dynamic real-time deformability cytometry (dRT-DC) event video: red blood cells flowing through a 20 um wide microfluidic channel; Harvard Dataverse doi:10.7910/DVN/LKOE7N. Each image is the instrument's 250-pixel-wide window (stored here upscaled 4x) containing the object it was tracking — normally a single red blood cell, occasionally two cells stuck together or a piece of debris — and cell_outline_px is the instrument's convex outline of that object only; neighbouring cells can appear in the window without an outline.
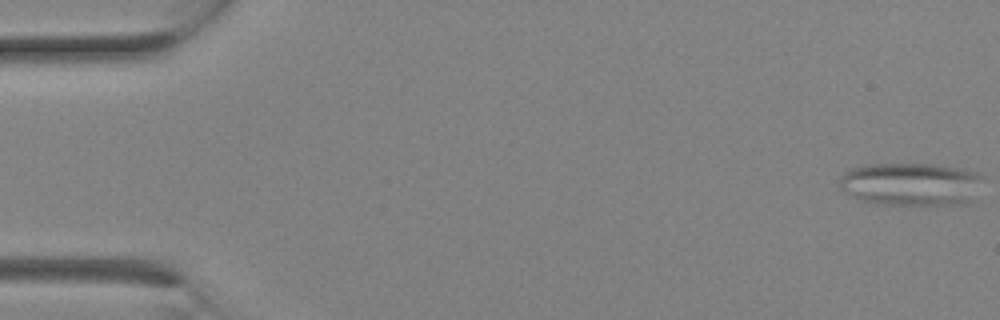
{"species": "Egyptian fruit bat (a non-hibernating species)", "species_latin": "Rousettus aegyptiacus", "temperature_condition": "room temperature", "stored_images_in_passage": 8, "camera_frame_rate_fps": 3000, "um_per_image_px": 0.085, "animal": {"sex": "female"}, "frame": {"image": 1, "passage_image": 1, "time_ms": 0.0, "image_size_px": [1000, 320], "cell_outline_px": [[984, 176], [976, 200], [964, 204], [880, 204], [860, 200], [852, 196], [840, 188], [840, 176], [848, 168], [864, 164], [932, 164], [964, 168], [976, 172]], "centroid_in_image_um": [77.48, 15.64], "position_along_channel_um": 7.5, "area_um2": 36.59}}